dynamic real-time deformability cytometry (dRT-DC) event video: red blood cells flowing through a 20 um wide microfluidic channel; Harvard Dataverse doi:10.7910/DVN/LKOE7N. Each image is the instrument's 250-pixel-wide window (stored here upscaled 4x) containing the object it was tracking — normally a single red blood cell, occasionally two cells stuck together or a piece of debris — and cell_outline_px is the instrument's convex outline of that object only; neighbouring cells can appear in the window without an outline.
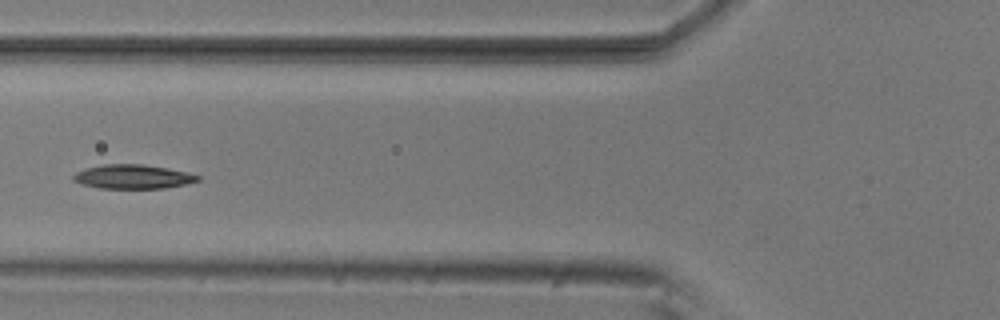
{"species": "common noctule bat (a hibernating species)", "species_latin": "Nyctalus noctula", "temperature_condition": "room temperature", "stored_images_in_passage": 9, "camera_frame_rate_fps": 3000, "um_per_image_px": 0.085, "animal": {"sex": "male", "body_mass_g": 20.5, "forearm_length_mm": 52.5}, "frame": {"image": 1, "passage_image": 6, "time_ms": 1.667, "image_size_px": [1000, 320], "cell_outline_px": [[200, 180], [184, 184], [164, 188], [100, 188], [80, 184], [72, 180], [72, 176], [76, 172], [84, 168], [104, 164], [144, 164], [168, 168], [200, 176]], "centroid_in_image_um": [11.23, 15.01], "position_along_channel_um": 114.6, "area_um2": 17.46}}
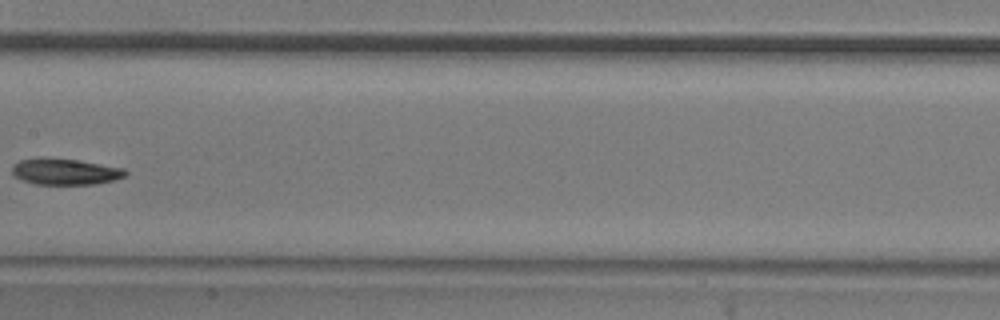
{"frame": {"image": 2, "passage_image": 8, "time_ms": 2.333, "image_size_px": [1000, 320], "cell_outline_px": [[128, 172], [124, 176], [112, 180], [96, 184], [36, 184], [12, 176], [12, 164], [20, 160], [76, 160], [124, 168]], "centroid_in_image_um": [5.55, 14.62], "position_along_channel_um": 201.8, "area_um2": 16.59}}
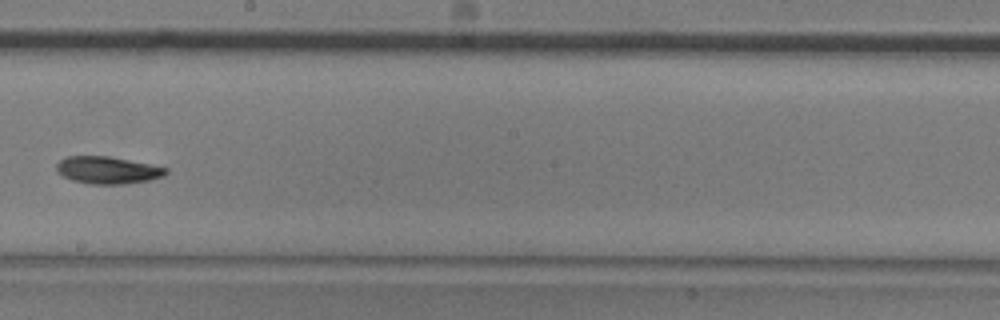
{"frame": {"image": 3, "passage_image": 9, "time_ms": 2.667, "image_size_px": [1000, 320], "cell_outline_px": [[168, 172], [164, 176], [152, 180], [124, 184], [88, 184], [72, 180], [56, 172], [56, 164], [64, 156], [108, 156], [168, 168]], "centroid_in_image_um": [9.13, 14.47], "position_along_channel_um": 239.1, "area_um2": 17.46}}